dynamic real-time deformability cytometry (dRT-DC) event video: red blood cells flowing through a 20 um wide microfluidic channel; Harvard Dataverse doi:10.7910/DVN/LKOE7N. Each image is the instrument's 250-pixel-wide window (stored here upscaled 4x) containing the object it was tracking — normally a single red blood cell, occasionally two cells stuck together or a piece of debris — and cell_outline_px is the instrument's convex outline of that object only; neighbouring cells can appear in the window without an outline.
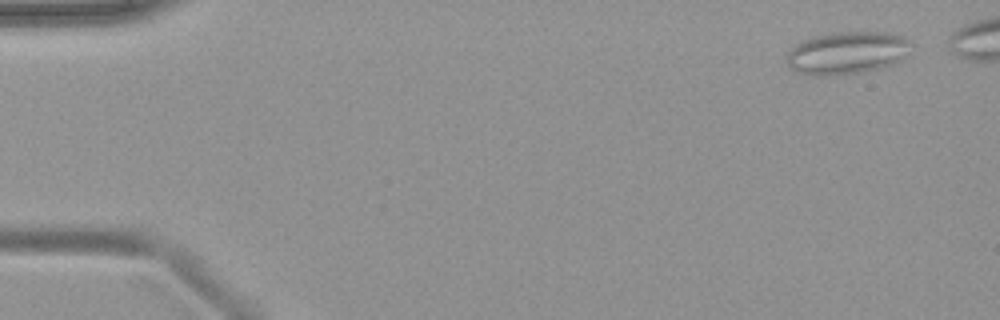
{"species": "common noctule bat (a hibernating species)", "species_latin": "Nyctalus noctula", "temperature_condition": "warm", "stored_images_in_passage": 45, "segment_of_instrument_passage": [1, 2], "camera_frame_rate_fps": 3000, "um_per_image_px": 0.085, "animal": {"sex": "female", "body_mass_g": 19.9}, "frame": {"image": 1, "passage_image": 3, "time_ms": 0.667, "image_size_px": [1000, 320], "cell_outline_px": [[912, 44], [900, 60], [892, 64], [860, 72], [824, 76], [816, 76], [796, 72], [788, 64], [788, 52], [792, 44], [800, 40], [812, 36], [832, 32], [896, 32], [908, 36]], "centroid_in_image_um": [71.98, 4.45], "position_along_channel_um": 13.0, "area_um2": 31.15}}